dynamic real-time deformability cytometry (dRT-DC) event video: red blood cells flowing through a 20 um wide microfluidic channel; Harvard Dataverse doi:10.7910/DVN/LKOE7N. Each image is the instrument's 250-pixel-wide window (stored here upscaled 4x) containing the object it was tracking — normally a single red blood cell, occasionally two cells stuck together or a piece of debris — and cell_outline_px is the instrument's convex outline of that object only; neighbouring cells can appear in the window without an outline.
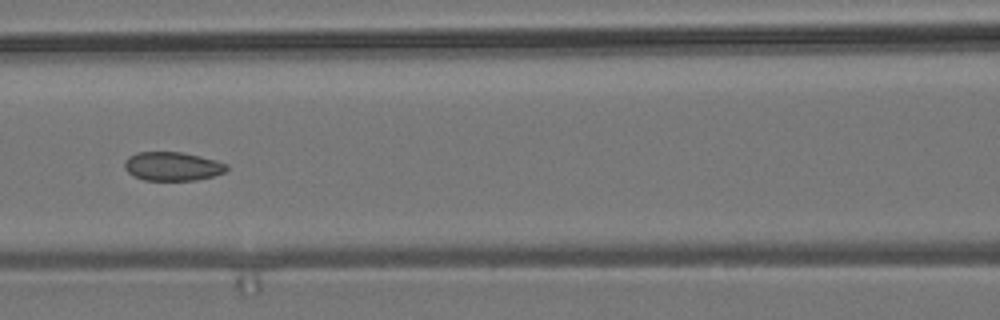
{"species": "common noctule bat (a hibernating species)", "species_latin": "Nyctalus noctula", "temperature_condition": "room temperature", "stored_images_in_passage": 8, "camera_frame_rate_fps": 3000, "um_per_image_px": 0.085, "animal": {"sex": "male", "body_mass_g": 19.2, "forearm_length_mm": 51.8}, "frame": {"image": 1, "passage_image": 5, "time_ms": 5.667, "image_size_px": [1000, 320], "cell_outline_px": [[228, 168], [224, 172], [212, 176], [196, 180], [144, 180], [128, 172], [124, 168], [124, 160], [128, 156], [136, 152], [180, 152], [200, 156], [216, 160], [228, 164]], "centroid_in_image_um": [14.64, 14.13], "position_along_channel_um": 152.0, "area_um2": 17.11}}
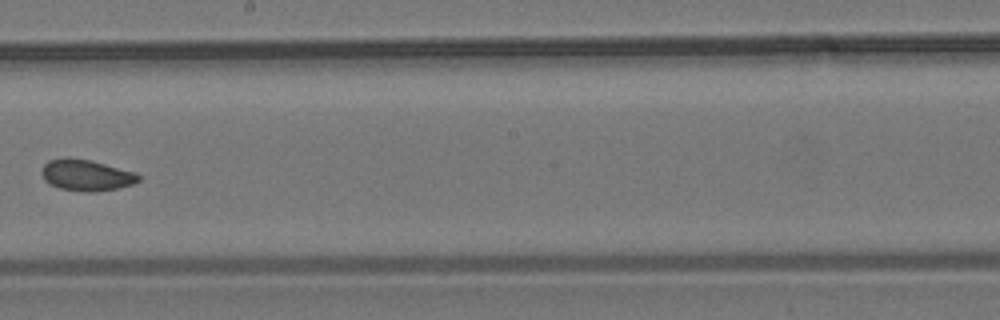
{"frame": {"image": 2, "passage_image": 7, "time_ms": 8.0, "image_size_px": [1000, 320], "cell_outline_px": [[140, 180], [132, 184], [116, 188], [96, 192], [84, 192], [60, 188], [44, 180], [40, 172], [44, 164], [48, 160], [64, 156], [68, 156], [92, 160], [136, 172], [140, 176]], "centroid_in_image_um": [7.32, 14.86], "position_along_channel_um": 240.9, "area_um2": 17.92}}
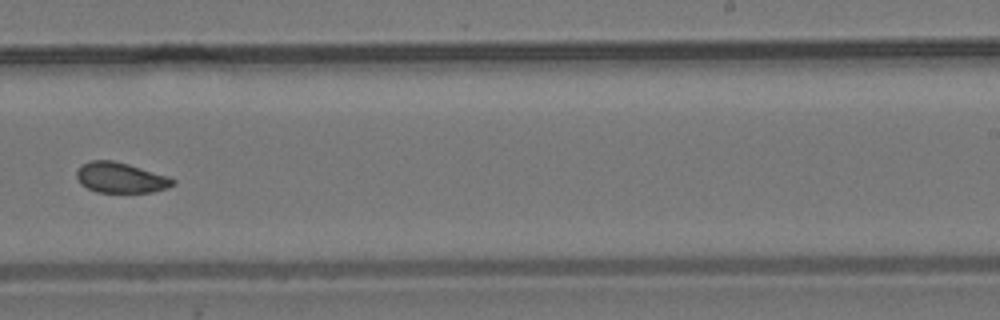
{"frame": {"image": 3, "passage_image": 8, "time_ms": 9.0, "image_size_px": [1000, 320], "cell_outline_px": [[176, 184], [168, 188], [152, 192], [96, 192], [80, 184], [76, 176], [76, 172], [88, 160], [112, 160], [128, 164], [168, 176], [176, 180]], "centroid_in_image_um": [10.27, 15.11], "position_along_channel_um": 278.7, "area_um2": 17.05}}